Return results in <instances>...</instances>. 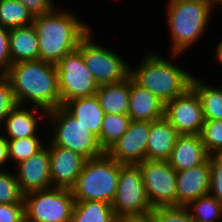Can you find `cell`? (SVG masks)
Masks as SVG:
<instances>
[{
  "instance_id": "6da1fadb",
  "label": "cell",
  "mask_w": 222,
  "mask_h": 222,
  "mask_svg": "<svg viewBox=\"0 0 222 222\" xmlns=\"http://www.w3.org/2000/svg\"><path fill=\"white\" fill-rule=\"evenodd\" d=\"M4 75L11 83L18 105L36 106L46 111L61 107L55 64L40 59L17 62Z\"/></svg>"
},
{
  "instance_id": "7a4b0ae2",
  "label": "cell",
  "mask_w": 222,
  "mask_h": 222,
  "mask_svg": "<svg viewBox=\"0 0 222 222\" xmlns=\"http://www.w3.org/2000/svg\"><path fill=\"white\" fill-rule=\"evenodd\" d=\"M75 14L56 7L50 13L34 17L40 60L56 65L67 53L78 48L80 41L93 30Z\"/></svg>"
},
{
  "instance_id": "3957f363",
  "label": "cell",
  "mask_w": 222,
  "mask_h": 222,
  "mask_svg": "<svg viewBox=\"0 0 222 222\" xmlns=\"http://www.w3.org/2000/svg\"><path fill=\"white\" fill-rule=\"evenodd\" d=\"M167 4L165 18L171 37L169 53L171 61L174 59L177 63V58L188 53L208 32L206 29L211 26L213 8L208 0H168Z\"/></svg>"
},
{
  "instance_id": "277c9868",
  "label": "cell",
  "mask_w": 222,
  "mask_h": 222,
  "mask_svg": "<svg viewBox=\"0 0 222 222\" xmlns=\"http://www.w3.org/2000/svg\"><path fill=\"white\" fill-rule=\"evenodd\" d=\"M136 67L130 63V77L140 87L152 92L164 104L183 95L190 87L194 74L172 63L170 58L146 51ZM169 59V60H168Z\"/></svg>"
},
{
  "instance_id": "5b68a950",
  "label": "cell",
  "mask_w": 222,
  "mask_h": 222,
  "mask_svg": "<svg viewBox=\"0 0 222 222\" xmlns=\"http://www.w3.org/2000/svg\"><path fill=\"white\" fill-rule=\"evenodd\" d=\"M121 165L107 153L86 160L76 183L70 188L75 201L96 200L112 204Z\"/></svg>"
},
{
  "instance_id": "8992f818",
  "label": "cell",
  "mask_w": 222,
  "mask_h": 222,
  "mask_svg": "<svg viewBox=\"0 0 222 222\" xmlns=\"http://www.w3.org/2000/svg\"><path fill=\"white\" fill-rule=\"evenodd\" d=\"M47 125L53 145L61 146L84 156L87 160L102 156L98 137L74 118L63 106L48 111Z\"/></svg>"
},
{
  "instance_id": "52a82bcc",
  "label": "cell",
  "mask_w": 222,
  "mask_h": 222,
  "mask_svg": "<svg viewBox=\"0 0 222 222\" xmlns=\"http://www.w3.org/2000/svg\"><path fill=\"white\" fill-rule=\"evenodd\" d=\"M93 33L91 30L81 40V54L96 83L100 86L124 81L130 75V62L117 50L95 42Z\"/></svg>"
},
{
  "instance_id": "ba28073f",
  "label": "cell",
  "mask_w": 222,
  "mask_h": 222,
  "mask_svg": "<svg viewBox=\"0 0 222 222\" xmlns=\"http://www.w3.org/2000/svg\"><path fill=\"white\" fill-rule=\"evenodd\" d=\"M25 218L30 222H71L75 199L69 188L52 187L24 194Z\"/></svg>"
},
{
  "instance_id": "9c48e42d",
  "label": "cell",
  "mask_w": 222,
  "mask_h": 222,
  "mask_svg": "<svg viewBox=\"0 0 222 222\" xmlns=\"http://www.w3.org/2000/svg\"><path fill=\"white\" fill-rule=\"evenodd\" d=\"M58 89L61 106L67 101L94 96L99 85L88 70L81 54V41L78 48L67 53L57 64Z\"/></svg>"
},
{
  "instance_id": "30bf717a",
  "label": "cell",
  "mask_w": 222,
  "mask_h": 222,
  "mask_svg": "<svg viewBox=\"0 0 222 222\" xmlns=\"http://www.w3.org/2000/svg\"><path fill=\"white\" fill-rule=\"evenodd\" d=\"M111 205L116 217L149 214L152 210L138 164L120 166L118 186Z\"/></svg>"
},
{
  "instance_id": "8fae6325",
  "label": "cell",
  "mask_w": 222,
  "mask_h": 222,
  "mask_svg": "<svg viewBox=\"0 0 222 222\" xmlns=\"http://www.w3.org/2000/svg\"><path fill=\"white\" fill-rule=\"evenodd\" d=\"M151 207L176 206L177 172L167 160L138 163Z\"/></svg>"
},
{
  "instance_id": "7c38bea8",
  "label": "cell",
  "mask_w": 222,
  "mask_h": 222,
  "mask_svg": "<svg viewBox=\"0 0 222 222\" xmlns=\"http://www.w3.org/2000/svg\"><path fill=\"white\" fill-rule=\"evenodd\" d=\"M164 117L180 135L200 134L205 121L200 98L191 87L165 104Z\"/></svg>"
},
{
  "instance_id": "4fadbf2b",
  "label": "cell",
  "mask_w": 222,
  "mask_h": 222,
  "mask_svg": "<svg viewBox=\"0 0 222 222\" xmlns=\"http://www.w3.org/2000/svg\"><path fill=\"white\" fill-rule=\"evenodd\" d=\"M150 122L131 120L127 131L106 152L120 164H138L146 160Z\"/></svg>"
},
{
  "instance_id": "5bb4252c",
  "label": "cell",
  "mask_w": 222,
  "mask_h": 222,
  "mask_svg": "<svg viewBox=\"0 0 222 222\" xmlns=\"http://www.w3.org/2000/svg\"><path fill=\"white\" fill-rule=\"evenodd\" d=\"M47 141L41 151L12 168L23 194L52 188L49 140Z\"/></svg>"
},
{
  "instance_id": "9a60e30c",
  "label": "cell",
  "mask_w": 222,
  "mask_h": 222,
  "mask_svg": "<svg viewBox=\"0 0 222 222\" xmlns=\"http://www.w3.org/2000/svg\"><path fill=\"white\" fill-rule=\"evenodd\" d=\"M50 178L52 187L71 188L84 167L86 158L73 150L49 141Z\"/></svg>"
},
{
  "instance_id": "2e32d148",
  "label": "cell",
  "mask_w": 222,
  "mask_h": 222,
  "mask_svg": "<svg viewBox=\"0 0 222 222\" xmlns=\"http://www.w3.org/2000/svg\"><path fill=\"white\" fill-rule=\"evenodd\" d=\"M210 156L195 167L178 171L176 175V206L187 207L210 192Z\"/></svg>"
},
{
  "instance_id": "e0dca14e",
  "label": "cell",
  "mask_w": 222,
  "mask_h": 222,
  "mask_svg": "<svg viewBox=\"0 0 222 222\" xmlns=\"http://www.w3.org/2000/svg\"><path fill=\"white\" fill-rule=\"evenodd\" d=\"M17 105L5 118L2 126L6 139H20L24 137L38 136L41 129L39 121H47V114L43 108ZM36 110V111H35ZM39 113H38V112ZM37 114V115H36ZM45 118V120H44Z\"/></svg>"
},
{
  "instance_id": "ac0fdd59",
  "label": "cell",
  "mask_w": 222,
  "mask_h": 222,
  "mask_svg": "<svg viewBox=\"0 0 222 222\" xmlns=\"http://www.w3.org/2000/svg\"><path fill=\"white\" fill-rule=\"evenodd\" d=\"M165 104L130 77L128 116L134 121L153 122L164 117Z\"/></svg>"
},
{
  "instance_id": "d6986e66",
  "label": "cell",
  "mask_w": 222,
  "mask_h": 222,
  "mask_svg": "<svg viewBox=\"0 0 222 222\" xmlns=\"http://www.w3.org/2000/svg\"><path fill=\"white\" fill-rule=\"evenodd\" d=\"M208 157L200 134L180 135L167 161L178 172L202 164Z\"/></svg>"
},
{
  "instance_id": "ffe728a7",
  "label": "cell",
  "mask_w": 222,
  "mask_h": 222,
  "mask_svg": "<svg viewBox=\"0 0 222 222\" xmlns=\"http://www.w3.org/2000/svg\"><path fill=\"white\" fill-rule=\"evenodd\" d=\"M179 136L165 117L150 122L146 160H168Z\"/></svg>"
},
{
  "instance_id": "44dd1931",
  "label": "cell",
  "mask_w": 222,
  "mask_h": 222,
  "mask_svg": "<svg viewBox=\"0 0 222 222\" xmlns=\"http://www.w3.org/2000/svg\"><path fill=\"white\" fill-rule=\"evenodd\" d=\"M9 48L12 64L38 60L39 45L34 24L9 29Z\"/></svg>"
},
{
  "instance_id": "7402d4cb",
  "label": "cell",
  "mask_w": 222,
  "mask_h": 222,
  "mask_svg": "<svg viewBox=\"0 0 222 222\" xmlns=\"http://www.w3.org/2000/svg\"><path fill=\"white\" fill-rule=\"evenodd\" d=\"M63 107L99 138L105 112L96 95L67 101Z\"/></svg>"
},
{
  "instance_id": "603a6c76",
  "label": "cell",
  "mask_w": 222,
  "mask_h": 222,
  "mask_svg": "<svg viewBox=\"0 0 222 222\" xmlns=\"http://www.w3.org/2000/svg\"><path fill=\"white\" fill-rule=\"evenodd\" d=\"M130 76L122 82L100 85L96 96L105 114L128 115Z\"/></svg>"
},
{
  "instance_id": "cb8c5ba5",
  "label": "cell",
  "mask_w": 222,
  "mask_h": 222,
  "mask_svg": "<svg viewBox=\"0 0 222 222\" xmlns=\"http://www.w3.org/2000/svg\"><path fill=\"white\" fill-rule=\"evenodd\" d=\"M201 76L195 75L191 81V88L200 98L205 120H222V84L216 87L209 85Z\"/></svg>"
},
{
  "instance_id": "d4e9b609",
  "label": "cell",
  "mask_w": 222,
  "mask_h": 222,
  "mask_svg": "<svg viewBox=\"0 0 222 222\" xmlns=\"http://www.w3.org/2000/svg\"><path fill=\"white\" fill-rule=\"evenodd\" d=\"M112 205L103 201H75L71 222H114Z\"/></svg>"
},
{
  "instance_id": "484cf974",
  "label": "cell",
  "mask_w": 222,
  "mask_h": 222,
  "mask_svg": "<svg viewBox=\"0 0 222 222\" xmlns=\"http://www.w3.org/2000/svg\"><path fill=\"white\" fill-rule=\"evenodd\" d=\"M131 119L128 115L105 114L98 138L101 149L106 153L127 131Z\"/></svg>"
},
{
  "instance_id": "4316f807",
  "label": "cell",
  "mask_w": 222,
  "mask_h": 222,
  "mask_svg": "<svg viewBox=\"0 0 222 222\" xmlns=\"http://www.w3.org/2000/svg\"><path fill=\"white\" fill-rule=\"evenodd\" d=\"M34 17L17 0H0V27L11 29L33 24Z\"/></svg>"
},
{
  "instance_id": "83f0119b",
  "label": "cell",
  "mask_w": 222,
  "mask_h": 222,
  "mask_svg": "<svg viewBox=\"0 0 222 222\" xmlns=\"http://www.w3.org/2000/svg\"><path fill=\"white\" fill-rule=\"evenodd\" d=\"M39 136L24 137L20 139H7L9 161L13 168L28 159L29 157L37 154L45 146L46 142L43 143Z\"/></svg>"
},
{
  "instance_id": "f1b7e54d",
  "label": "cell",
  "mask_w": 222,
  "mask_h": 222,
  "mask_svg": "<svg viewBox=\"0 0 222 222\" xmlns=\"http://www.w3.org/2000/svg\"><path fill=\"white\" fill-rule=\"evenodd\" d=\"M187 209L196 222H222V204L210 193L191 202Z\"/></svg>"
},
{
  "instance_id": "f546056e",
  "label": "cell",
  "mask_w": 222,
  "mask_h": 222,
  "mask_svg": "<svg viewBox=\"0 0 222 222\" xmlns=\"http://www.w3.org/2000/svg\"><path fill=\"white\" fill-rule=\"evenodd\" d=\"M200 136L209 156L222 154V120H205Z\"/></svg>"
},
{
  "instance_id": "4dcf8cb0",
  "label": "cell",
  "mask_w": 222,
  "mask_h": 222,
  "mask_svg": "<svg viewBox=\"0 0 222 222\" xmlns=\"http://www.w3.org/2000/svg\"><path fill=\"white\" fill-rule=\"evenodd\" d=\"M7 169L0 170V204L24 203V194L20 190L15 173L10 171V168Z\"/></svg>"
},
{
  "instance_id": "1f68e13d",
  "label": "cell",
  "mask_w": 222,
  "mask_h": 222,
  "mask_svg": "<svg viewBox=\"0 0 222 222\" xmlns=\"http://www.w3.org/2000/svg\"><path fill=\"white\" fill-rule=\"evenodd\" d=\"M152 222H196L187 207L157 206L150 211Z\"/></svg>"
},
{
  "instance_id": "d6a6232c",
  "label": "cell",
  "mask_w": 222,
  "mask_h": 222,
  "mask_svg": "<svg viewBox=\"0 0 222 222\" xmlns=\"http://www.w3.org/2000/svg\"><path fill=\"white\" fill-rule=\"evenodd\" d=\"M13 89L9 79L0 74V126H3L5 118L17 106Z\"/></svg>"
},
{
  "instance_id": "836d02e7",
  "label": "cell",
  "mask_w": 222,
  "mask_h": 222,
  "mask_svg": "<svg viewBox=\"0 0 222 222\" xmlns=\"http://www.w3.org/2000/svg\"><path fill=\"white\" fill-rule=\"evenodd\" d=\"M210 194L222 204V154L210 156Z\"/></svg>"
},
{
  "instance_id": "e575fe53",
  "label": "cell",
  "mask_w": 222,
  "mask_h": 222,
  "mask_svg": "<svg viewBox=\"0 0 222 222\" xmlns=\"http://www.w3.org/2000/svg\"><path fill=\"white\" fill-rule=\"evenodd\" d=\"M24 218V203L0 204V222H21Z\"/></svg>"
},
{
  "instance_id": "d590c367",
  "label": "cell",
  "mask_w": 222,
  "mask_h": 222,
  "mask_svg": "<svg viewBox=\"0 0 222 222\" xmlns=\"http://www.w3.org/2000/svg\"><path fill=\"white\" fill-rule=\"evenodd\" d=\"M11 65L9 29L0 27V74H5Z\"/></svg>"
},
{
  "instance_id": "8d00e7d4",
  "label": "cell",
  "mask_w": 222,
  "mask_h": 222,
  "mask_svg": "<svg viewBox=\"0 0 222 222\" xmlns=\"http://www.w3.org/2000/svg\"><path fill=\"white\" fill-rule=\"evenodd\" d=\"M22 3L33 17L50 13L57 5L54 0H17Z\"/></svg>"
},
{
  "instance_id": "74e56055",
  "label": "cell",
  "mask_w": 222,
  "mask_h": 222,
  "mask_svg": "<svg viewBox=\"0 0 222 222\" xmlns=\"http://www.w3.org/2000/svg\"><path fill=\"white\" fill-rule=\"evenodd\" d=\"M8 143L5 136L0 132V170H5L9 165Z\"/></svg>"
},
{
  "instance_id": "f35d334b",
  "label": "cell",
  "mask_w": 222,
  "mask_h": 222,
  "mask_svg": "<svg viewBox=\"0 0 222 222\" xmlns=\"http://www.w3.org/2000/svg\"><path fill=\"white\" fill-rule=\"evenodd\" d=\"M114 222H152L150 214L115 217Z\"/></svg>"
},
{
  "instance_id": "ab89813d",
  "label": "cell",
  "mask_w": 222,
  "mask_h": 222,
  "mask_svg": "<svg viewBox=\"0 0 222 222\" xmlns=\"http://www.w3.org/2000/svg\"><path fill=\"white\" fill-rule=\"evenodd\" d=\"M215 46L216 49L214 50H215L216 63L220 64V66L222 67V39L221 40L219 39V42Z\"/></svg>"
},
{
  "instance_id": "60d3db41",
  "label": "cell",
  "mask_w": 222,
  "mask_h": 222,
  "mask_svg": "<svg viewBox=\"0 0 222 222\" xmlns=\"http://www.w3.org/2000/svg\"><path fill=\"white\" fill-rule=\"evenodd\" d=\"M208 1L210 2L213 9L217 10V8H220L222 6V0H208Z\"/></svg>"
},
{
  "instance_id": "b9f144b4",
  "label": "cell",
  "mask_w": 222,
  "mask_h": 222,
  "mask_svg": "<svg viewBox=\"0 0 222 222\" xmlns=\"http://www.w3.org/2000/svg\"><path fill=\"white\" fill-rule=\"evenodd\" d=\"M21 222H30L26 218H24Z\"/></svg>"
}]
</instances>
